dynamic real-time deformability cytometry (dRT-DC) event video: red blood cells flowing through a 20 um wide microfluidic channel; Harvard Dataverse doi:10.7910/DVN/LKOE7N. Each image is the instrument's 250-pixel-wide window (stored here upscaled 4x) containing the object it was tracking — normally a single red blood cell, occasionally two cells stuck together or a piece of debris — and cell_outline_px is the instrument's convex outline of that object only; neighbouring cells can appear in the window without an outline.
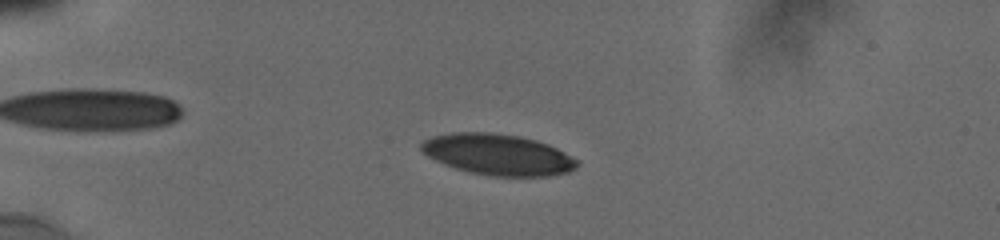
{"species": "human", "species_latin": "Homo sapiens", "temperature_condition": "cold", "stored_images_in_passage": 8, "camera_frame_rate_fps": 3000, "um_per_image_px": 0.085, "donor": {"sex": "male"}, "frame": {"image": 1, "passage_image": 7, "time_ms": 4.667, "image_size_px": [1000, 240], "cell_outline_px": [[576, 168], [568, 172], [548, 176], [492, 176], [472, 172], [456, 168], [436, 160], [428, 156], [420, 148], [420, 144], [424, 140], [432, 136], [452, 132], [488, 132], [520, 136], [536, 140], [548, 144], [556, 148], [576, 160]], "centroid_in_image_um": [42.3, 13.12], "position_along_channel_um": 42.7, "area_um2": 36.88}}